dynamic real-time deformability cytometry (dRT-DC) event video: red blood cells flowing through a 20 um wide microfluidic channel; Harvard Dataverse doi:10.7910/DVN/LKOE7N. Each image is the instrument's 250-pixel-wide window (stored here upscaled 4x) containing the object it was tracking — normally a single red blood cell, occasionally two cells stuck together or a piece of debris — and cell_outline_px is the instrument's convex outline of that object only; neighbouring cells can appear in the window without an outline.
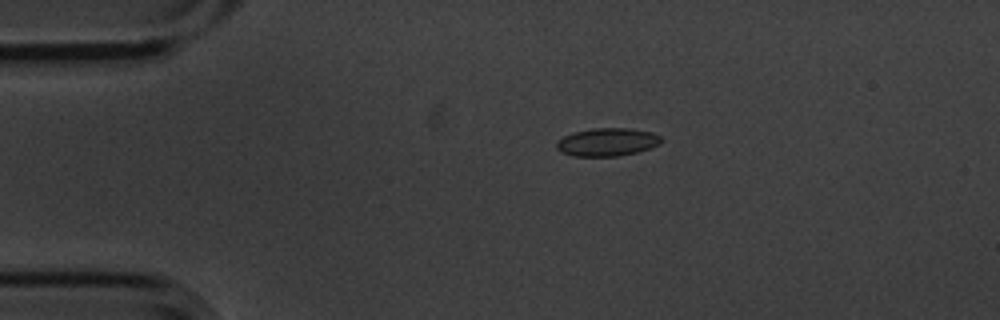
{"species": "common noctule bat (a hibernating species)", "species_latin": "Nyctalus noctula", "temperature_condition": "cold", "stored_images_in_passage": 4, "camera_frame_rate_fps": 3000, "um_per_image_px": 0.085, "animal": {"sex": "male", "body_mass_g": 20.1, "forearm_length_mm": 53.5}, "frame": {"image": 1, "passage_image": 2, "time_ms": 0.333, "image_size_px": [1000, 320], "cell_outline_px": [[664, 140], [660, 144], [652, 148], [620, 156], [572, 156], [560, 152], [556, 148], [556, 140], [564, 136], [576, 132], [596, 128], [628, 128], [652, 132], [660, 136]], "centroid_in_image_um": [51.63, 12.08], "position_along_channel_um": 33.4, "area_um2": 17.22}}
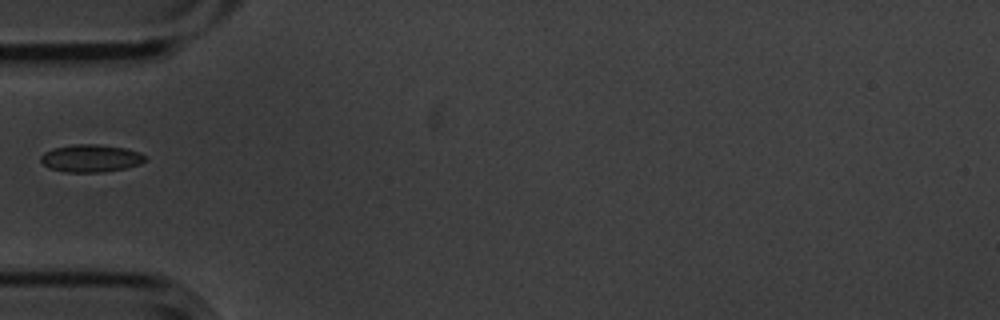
{"frame": {"image": 2, "passage_image": 4, "time_ms": 1.0, "image_size_px": [1000, 320], "cell_outline_px": [[148, 160], [140, 164], [124, 168], [104, 172], [64, 172], [48, 168], [40, 160], [40, 156], [44, 152], [52, 148], [72, 144], [96, 144], [124, 148], [140, 152]], "centroid_in_image_um": [7.69, 13.45], "position_along_channel_um": 77.3, "area_um2": 16.88}}